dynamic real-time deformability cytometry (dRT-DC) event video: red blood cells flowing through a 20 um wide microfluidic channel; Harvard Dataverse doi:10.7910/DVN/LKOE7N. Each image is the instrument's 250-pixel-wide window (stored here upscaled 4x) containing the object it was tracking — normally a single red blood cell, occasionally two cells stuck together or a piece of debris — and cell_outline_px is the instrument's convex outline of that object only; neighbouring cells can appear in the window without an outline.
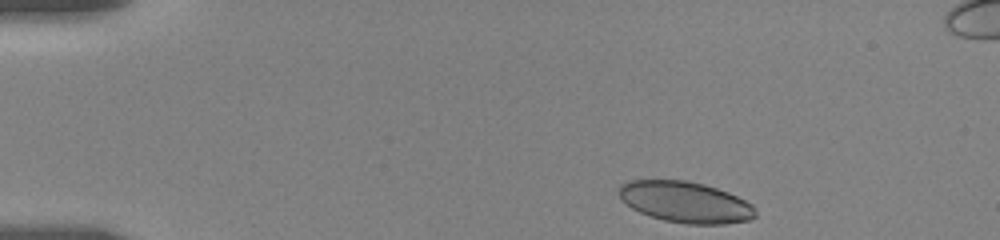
{"species": "human", "species_latin": "Homo sapiens", "temperature_condition": "room temperature", "stored_images_in_passage": 25, "camera_frame_rate_fps": 3000, "um_per_image_px": 0.085, "donor": {"sex": "female"}, "frame": {"image": 1, "passage_image": 1, "time_ms": 0.0, "image_size_px": [1000, 240], "cell_outline_px": [[756, 216], [748, 220], [724, 224], [688, 224], [664, 220], [640, 212], [632, 208], [620, 200], [620, 184], [628, 180], [688, 180], [704, 184], [728, 192], [752, 204], [756, 208]], "centroid_in_image_um": [58.26, 17.17], "position_along_channel_um": 26.7, "area_um2": 32.66}}
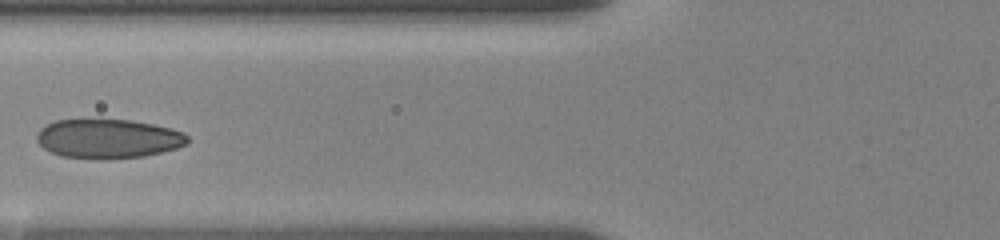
{"frame": {"image": 2, "passage_image": 17, "time_ms": 4.667, "image_size_px": [1000, 240], "cell_outline_px": [[188, 144], [176, 148], [144, 156], [60, 156], [44, 148], [36, 140], [36, 136], [40, 128], [56, 120], [132, 120], [172, 128], [184, 132], [188, 136]], "centroid_in_image_um": [9.22, 11.74], "position_along_channel_um": 116.6, "area_um2": 33.35}}
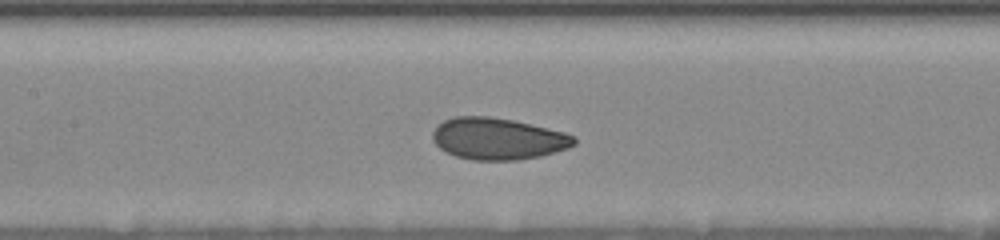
{"frame": {"image": 3, "passage_image": 22, "time_ms": 6.0, "image_size_px": [1000, 240], "cell_outline_px": [[576, 144], [568, 148], [540, 156], [516, 160], [472, 160], [456, 156], [440, 148], [432, 140], [432, 132], [444, 120], [452, 116], [488, 116], [512, 120], [564, 132], [572, 136], [576, 140]], "centroid_in_image_um": [42.3, 11.79], "position_along_channel_um": 165.1, "area_um2": 34.16}}